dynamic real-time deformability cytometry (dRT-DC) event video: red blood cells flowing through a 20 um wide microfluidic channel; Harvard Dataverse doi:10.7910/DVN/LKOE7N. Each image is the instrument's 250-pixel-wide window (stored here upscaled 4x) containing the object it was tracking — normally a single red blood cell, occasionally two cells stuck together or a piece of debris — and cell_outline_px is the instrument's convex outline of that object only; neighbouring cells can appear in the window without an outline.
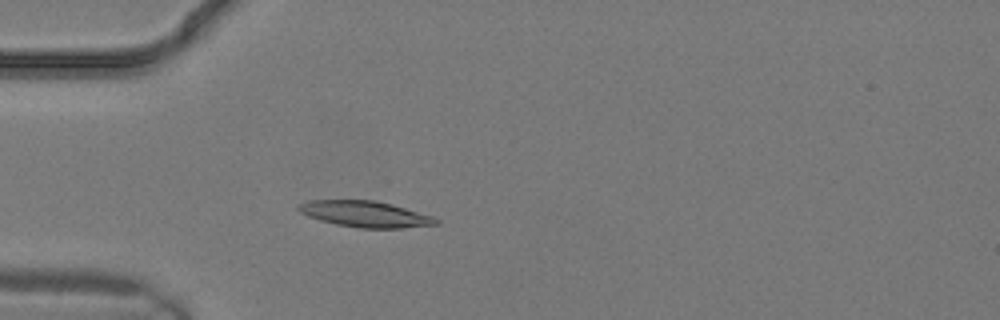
{"species": "common noctule bat (a hibernating species)", "species_latin": "Nyctalus noctula", "temperature_condition": "warm", "stored_images_in_passage": 7, "camera_frame_rate_fps": 3000, "um_per_image_px": 0.085, "animal": {"sex": "male", "body_mass_g": 19.2, "forearm_length_mm": 51.8}, "frame": {"image": 1, "passage_image": 5, "time_ms": 1.333, "image_size_px": [1000, 320], "cell_outline_px": [[440, 224], [400, 228], [360, 228], [336, 224], [320, 220], [308, 216], [300, 212], [296, 208], [296, 204], [308, 200], [376, 200], [392, 204], [432, 216], [440, 220]], "centroid_in_image_um": [31.02, 18.19], "position_along_channel_um": 54.0, "area_um2": 20.98}}
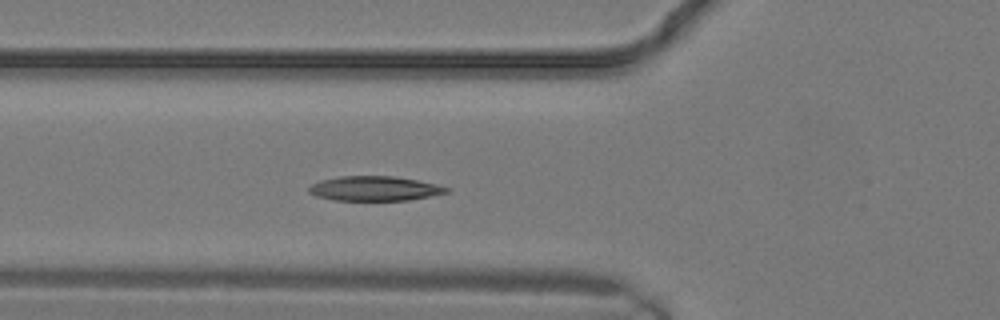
{"frame": {"image": 2, "passage_image": 7, "time_ms": 2.0, "image_size_px": [1000, 320], "cell_outline_px": [[452, 188], [448, 192], [408, 200], [336, 200], [316, 196], [308, 192], [308, 188], [312, 184], [320, 180], [340, 176], [396, 176], [436, 184]], "centroid_in_image_um": [31.83, 16.01], "position_along_channel_um": 94.0, "area_um2": 19.65}}